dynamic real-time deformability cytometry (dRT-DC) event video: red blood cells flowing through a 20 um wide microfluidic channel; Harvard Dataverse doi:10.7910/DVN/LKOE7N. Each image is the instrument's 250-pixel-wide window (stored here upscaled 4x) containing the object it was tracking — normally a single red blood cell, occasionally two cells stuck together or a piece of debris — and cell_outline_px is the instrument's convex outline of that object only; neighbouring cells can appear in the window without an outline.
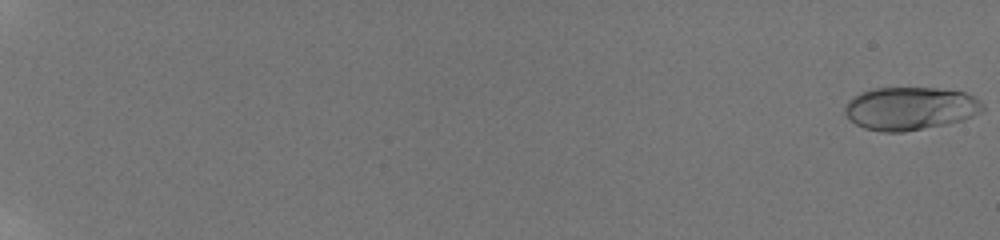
{"species": "human", "species_latin": "Homo sapiens", "temperature_condition": "room temperature", "stored_images_in_passage": 58, "camera_frame_rate_fps": 3000, "um_per_image_px": 0.085, "donor": {"sex": "male"}, "frame": {"image": 1, "passage_image": 1, "time_ms": 0.0, "image_size_px": [1000, 240], "cell_outline_px": [[984, 108], [980, 112], [964, 120], [904, 132], [884, 132], [864, 128], [856, 124], [844, 112], [844, 104], [852, 96], [860, 92], [876, 88], [936, 88], [964, 92], [976, 96], [984, 104]], "centroid_in_image_um": [77.36, 9.21], "position_along_channel_um": 7.6, "area_um2": 34.68}}
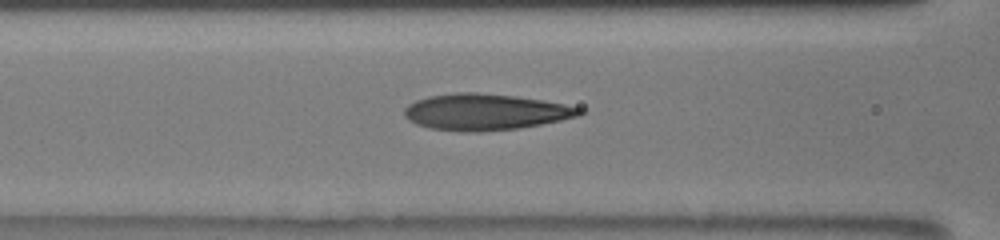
{"frame": {"image": 2, "passage_image": 30, "time_ms": 9.667, "image_size_px": [1000, 240], "cell_outline_px": [[584, 112], [580, 116], [540, 124], [516, 128], [480, 132], [460, 132], [428, 128], [416, 124], [408, 120], [404, 116], [404, 108], [408, 104], [416, 100], [428, 96], [456, 92], [476, 92], [516, 96], [564, 104], [584, 108]], "centroid_in_image_um": [41.21, 9.52], "position_along_channel_um": 125.4, "area_um2": 37.22}}
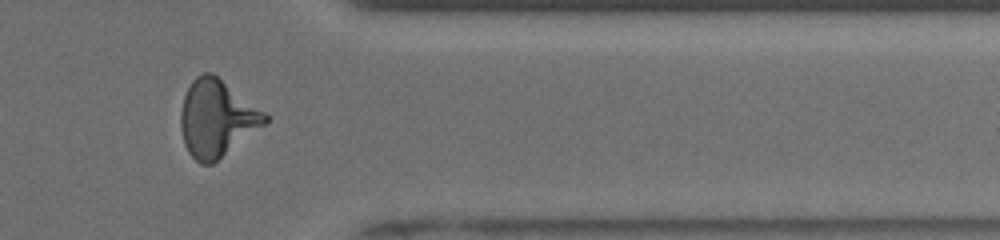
{"frame": {"image": 3, "passage_image": 51, "time_ms": 16.667, "image_size_px": [1000, 240], "cell_outline_px": [[268, 120], [264, 124], [212, 164], [200, 164], [188, 152], [184, 144], [180, 128], [180, 112], [184, 96], [192, 80], [196, 76], [204, 72], [212, 72], [264, 112], [268, 116]], "centroid_in_image_um": [18.37, 10.05], "position_along_channel_um": 393.0, "area_um2": 37.11}, "authors_computed_cell_mechanics": {"area_um2": 35.0268, "velocity_mm_per_s": 3.8991, "shape_relaxation_time_tau1_ms": 4.5702, "shape_relaxation_time_tau2_ms": 0.9826, "deformation_change_tau1": 0.2073, "deformation_change_tau2": 0.0872}}